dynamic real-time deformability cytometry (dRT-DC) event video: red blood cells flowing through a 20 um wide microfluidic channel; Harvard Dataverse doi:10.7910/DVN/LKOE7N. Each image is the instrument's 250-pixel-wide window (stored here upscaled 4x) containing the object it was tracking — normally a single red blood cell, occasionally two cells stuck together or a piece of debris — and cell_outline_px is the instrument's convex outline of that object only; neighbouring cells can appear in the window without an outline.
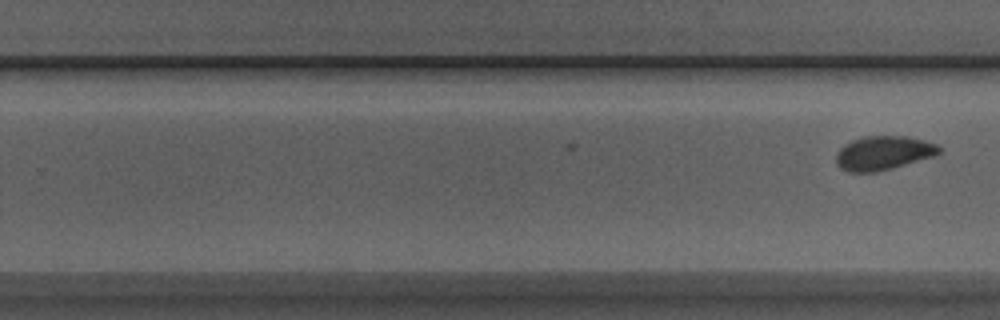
{"species": "Egyptian fruit bat (a non-hibernating species)", "species_latin": "Rousettus aegyptiacus", "temperature_condition": "room temperature", "stored_images_in_passage": 16, "camera_frame_rate_fps": 3000, "um_per_image_px": 0.085, "animal": {"sex": "male"}, "frame": {"image": 1, "passage_image": 16, "time_ms": 5.0, "image_size_px": [1000, 320], "cell_outline_px": [[940, 152], [932, 156], [892, 168], [876, 172], [848, 172], [840, 168], [836, 164], [836, 152], [844, 144], [852, 140], [864, 136], [908, 136], [924, 140], [936, 144], [940, 148]], "centroid_in_image_um": [75.03, 13.0], "position_along_channel_um": 254.8, "area_um2": 20.35}}